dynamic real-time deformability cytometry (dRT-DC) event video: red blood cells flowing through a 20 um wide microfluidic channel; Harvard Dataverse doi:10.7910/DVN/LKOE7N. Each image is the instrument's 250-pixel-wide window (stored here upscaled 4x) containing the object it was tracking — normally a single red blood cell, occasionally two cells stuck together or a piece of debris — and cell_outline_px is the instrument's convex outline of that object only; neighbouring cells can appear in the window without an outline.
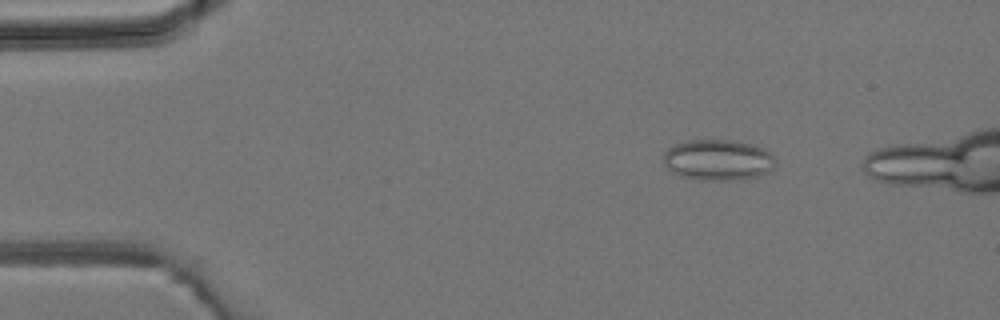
{"species": "common noctule bat (a hibernating species)", "species_latin": "Nyctalus noctula", "temperature_condition": "room temperature", "stored_images_in_passage": 5, "camera_frame_rate_fps": 3000, "um_per_image_px": 0.085, "animal": {"sex": "male", "body_mass_g": 19.2, "forearm_length_mm": 51.8}, "frame": {"image": 1, "passage_image": 2, "time_ms": 1.0, "image_size_px": [1000, 320], "cell_outline_px": [[776, 164], [768, 172], [756, 176], [732, 180], [696, 180], [676, 176], [664, 164], [664, 152], [668, 148], [676, 144], [688, 140], [732, 140], [752, 144], [764, 148], [772, 152], [776, 156]], "centroid_in_image_um": [61.04, 13.6], "position_along_channel_um": 24.0, "area_um2": 27.05}}